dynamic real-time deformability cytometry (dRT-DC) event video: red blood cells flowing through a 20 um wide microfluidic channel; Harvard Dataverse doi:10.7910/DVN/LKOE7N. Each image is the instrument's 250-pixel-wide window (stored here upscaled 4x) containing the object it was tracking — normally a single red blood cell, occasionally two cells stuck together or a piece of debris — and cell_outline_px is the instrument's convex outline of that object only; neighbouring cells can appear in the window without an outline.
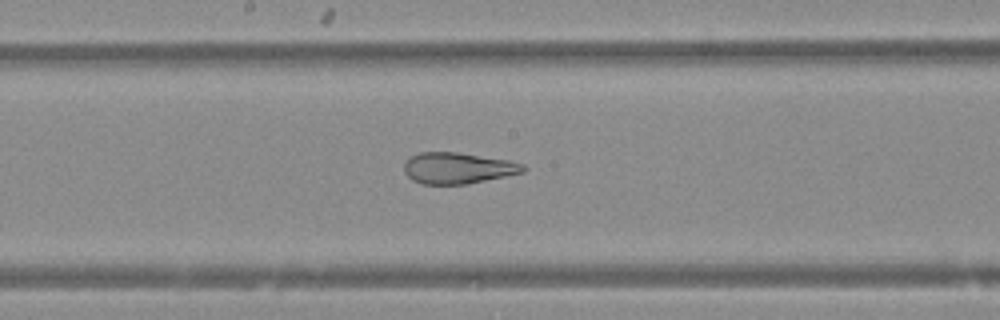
{"species": "Egyptian fruit bat (a non-hibernating species)", "species_latin": "Rousettus aegyptiacus", "temperature_condition": "warm", "stored_images_in_passage": 37, "camera_frame_rate_fps": 3000, "um_per_image_px": 0.085, "animal": {"sex": "female"}, "frame": {"image": 1, "passage_image": 14, "time_ms": 4.333, "image_size_px": [1000, 320], "cell_outline_px": [[528, 168], [524, 172], [468, 184], [420, 184], [412, 180], [404, 172], [404, 164], [412, 156], [420, 152], [456, 152], [508, 160], [524, 164]], "centroid_in_image_um": [38.93, 14.29], "position_along_channel_um": 209.3, "area_um2": 21.62}}
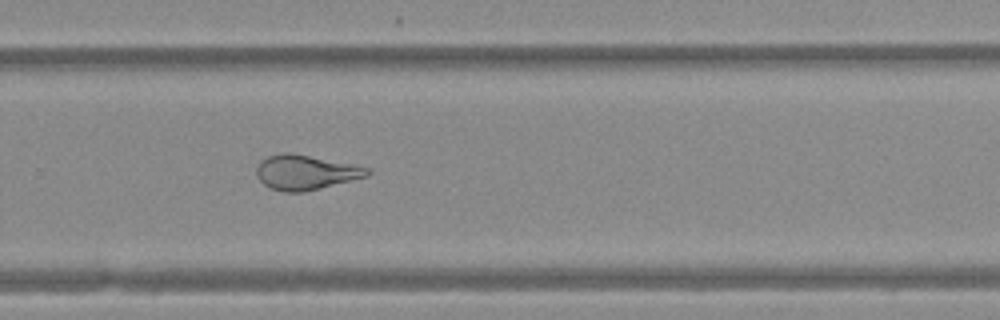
{"frame": {"image": 2, "passage_image": 21, "time_ms": 6.667, "image_size_px": [1000, 320], "cell_outline_px": [[372, 172], [368, 176], [304, 192], [284, 192], [272, 188], [264, 184], [256, 176], [256, 168], [260, 160], [268, 156], [284, 152], [292, 152], [352, 164], [368, 168]], "centroid_in_image_um": [25.95, 14.64], "position_along_channel_um": 303.8, "area_um2": 22.43}}
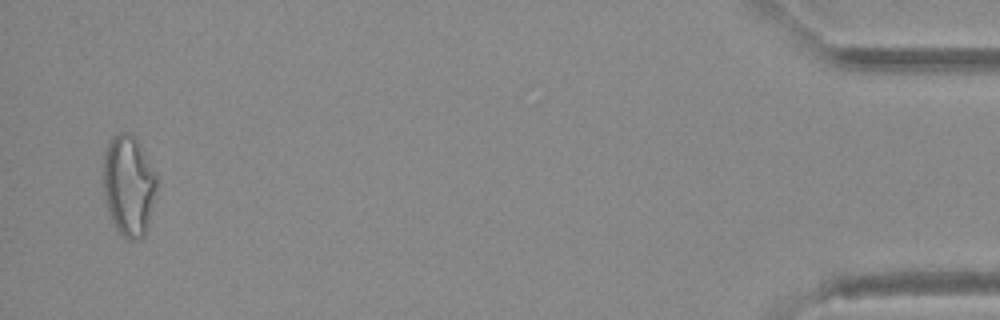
{"frame": {"image": 3, "passage_image": 36, "time_ms": 11.667, "image_size_px": [1000, 320], "cell_outline_px": [[156, 188], [148, 228], [144, 236], [132, 240], [128, 240], [116, 228], [112, 220], [108, 208], [104, 192], [104, 156], [108, 144], [112, 136], [120, 132], [132, 132], [136, 136], [156, 176]], "centroid_in_image_um": [10.95, 15.74], "position_along_channel_um": 424.3, "area_um2": 31.04}}